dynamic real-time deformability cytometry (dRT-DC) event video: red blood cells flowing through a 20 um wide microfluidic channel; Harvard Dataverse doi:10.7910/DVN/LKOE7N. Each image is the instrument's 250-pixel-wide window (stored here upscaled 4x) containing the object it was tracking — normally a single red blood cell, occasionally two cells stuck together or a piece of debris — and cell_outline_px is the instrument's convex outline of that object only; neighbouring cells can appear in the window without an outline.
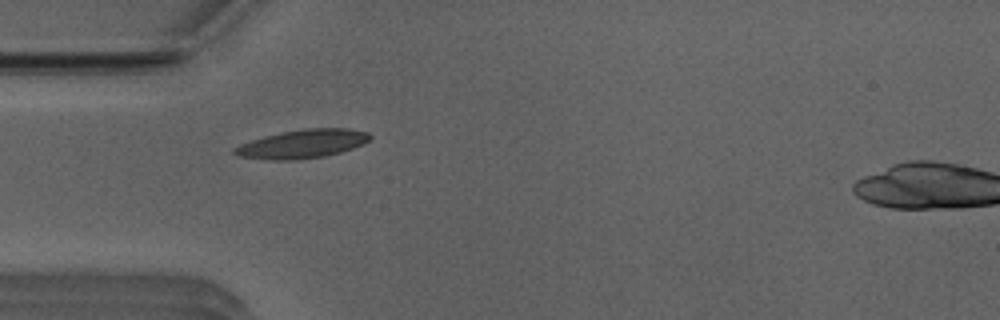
{"species": "Egyptian fruit bat (a non-hibernating species)", "species_latin": "Rousettus aegyptiacus", "temperature_condition": "room temperature", "stored_images_in_passage": 33, "camera_frame_rate_fps": 3000, "um_per_image_px": 0.085, "animal": {"sex": "male"}, "frame": {"image": 1, "passage_image": 3, "time_ms": 0.667, "image_size_px": [1000, 320], "cell_outline_px": [[372, 136], [364, 144], [340, 152], [324, 156], [292, 160], [272, 160], [240, 156], [232, 152], [232, 148], [240, 144], [264, 136], [280, 132], [304, 128], [348, 128], [368, 132]], "centroid_in_image_um": [25.71, 12.22], "position_along_channel_um": 59.3, "area_um2": 22.54}}
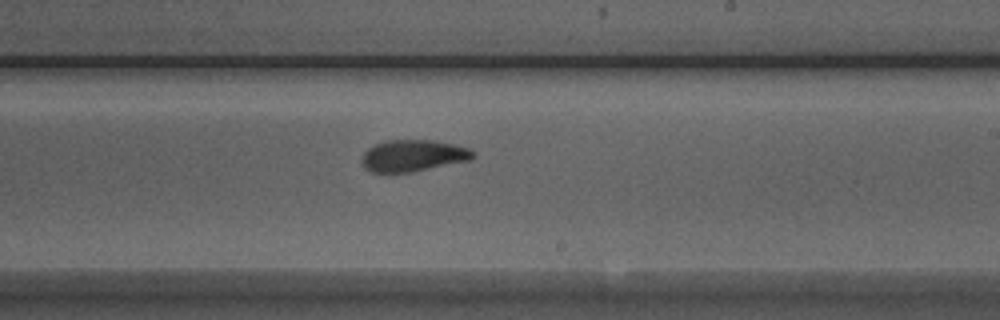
{"frame": {"image": 2, "passage_image": 18, "time_ms": 5.667, "image_size_px": [1000, 320], "cell_outline_px": [[476, 156], [468, 160], [408, 172], [372, 172], [364, 168], [360, 160], [364, 152], [368, 148], [384, 140], [432, 140], [452, 144], [468, 148], [476, 152]], "centroid_in_image_um": [35.07, 13.22], "position_along_channel_um": 253.9, "area_um2": 20.29}}
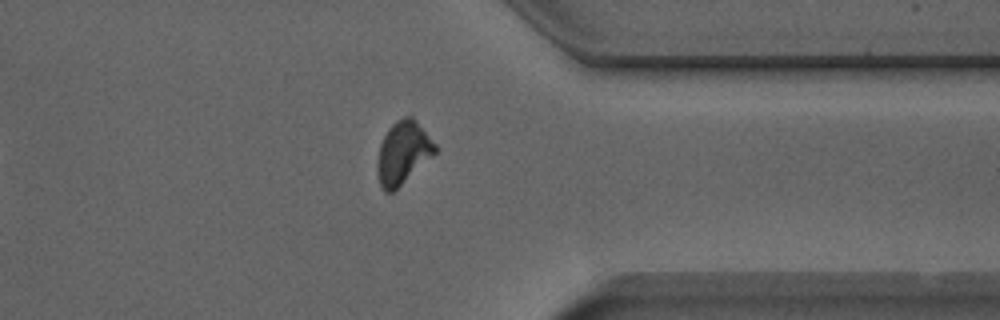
{"frame": {"image": 3, "passage_image": 28, "time_ms": 9.0, "image_size_px": [1000, 320], "cell_outline_px": [[436, 152], [392, 192], [384, 192], [380, 184], [376, 168], [376, 164], [380, 144], [388, 128], [396, 120], [404, 116], [412, 116], [416, 120], [436, 144]], "centroid_in_image_um": [34.23, 12.95], "position_along_channel_um": 377.2, "area_um2": 20.81}, "authors_computed_cell_mechanics": {"area_um2": 20.8658, "velocity_mm_per_s": 3.9286, "shape_relaxation_time_tau1_ms": 6.2157, "shape_relaxation_time_tau2_ms": 2.1153, "deformation_change_tau1": 0.1815, "deformation_change_tau2": 0.0805}}